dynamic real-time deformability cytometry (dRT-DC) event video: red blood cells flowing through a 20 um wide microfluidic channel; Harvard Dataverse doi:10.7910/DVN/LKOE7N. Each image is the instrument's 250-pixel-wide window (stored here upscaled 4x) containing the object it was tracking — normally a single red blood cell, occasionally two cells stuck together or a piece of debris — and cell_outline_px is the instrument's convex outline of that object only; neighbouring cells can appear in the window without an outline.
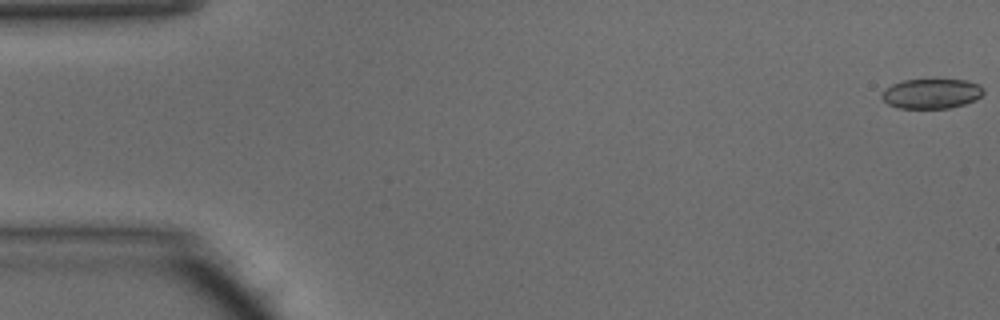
{"species": "common noctule bat (a hibernating species)", "species_latin": "Nyctalus noctula", "temperature_condition": "warm", "stored_images_in_passage": 48, "camera_frame_rate_fps": 3000, "um_per_image_px": 0.085, "animal": {"sex": "male", "body_mass_g": 15.6}, "frame": {"image": 1, "passage_image": 1, "time_ms": 0.0, "image_size_px": [1000, 320], "cell_outline_px": [[984, 92], [976, 100], [964, 104], [948, 108], [896, 108], [888, 104], [880, 96], [884, 88], [892, 84], [904, 80], [964, 80], [980, 84], [984, 88]], "centroid_in_image_um": [79.16, 7.96], "position_along_channel_um": 5.8, "area_um2": 17.74}}
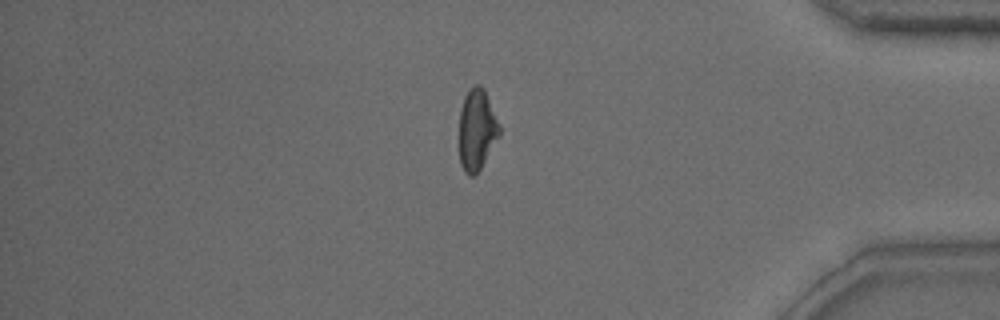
{"frame": {"image": 2, "passage_image": 41, "time_ms": 13.333, "image_size_px": [1000, 320], "cell_outline_px": [[500, 136], [480, 168], [472, 176], [468, 176], [464, 172], [460, 164], [456, 140], [460, 108], [464, 96], [476, 84], [480, 84], [484, 88], [500, 124]], "centroid_in_image_um": [40.48, 11.04], "position_along_channel_um": 394.7, "area_um2": 19.77}}
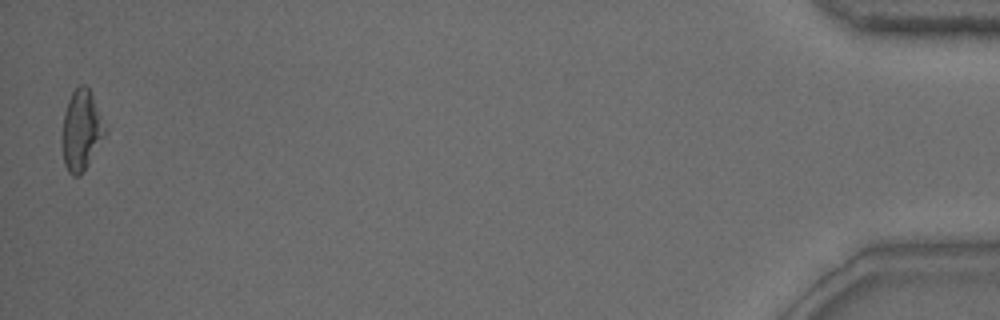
{"frame": {"image": 3, "passage_image": 48, "time_ms": 15.667, "image_size_px": [1000, 320], "cell_outline_px": [[108, 132], [88, 164], [80, 176], [72, 176], [68, 172], [64, 164], [60, 140], [60, 136], [64, 112], [68, 100], [72, 92], [80, 84], [84, 84], [88, 88], [92, 96]], "centroid_in_image_um": [6.88, 11.12], "position_along_channel_um": 428.3, "area_um2": 20.4}, "authors_computed_cell_mechanics": {"area_um2": 19.3919, "velocity_mm_per_s": 4.1954, "shape_relaxation_time_tau1_ms": 6.5935, "shape_relaxation_time_tau2_ms": 3.7235, "deformation_change_tau1": 0.1952, "deformation_change_tau2": 0.1314}}